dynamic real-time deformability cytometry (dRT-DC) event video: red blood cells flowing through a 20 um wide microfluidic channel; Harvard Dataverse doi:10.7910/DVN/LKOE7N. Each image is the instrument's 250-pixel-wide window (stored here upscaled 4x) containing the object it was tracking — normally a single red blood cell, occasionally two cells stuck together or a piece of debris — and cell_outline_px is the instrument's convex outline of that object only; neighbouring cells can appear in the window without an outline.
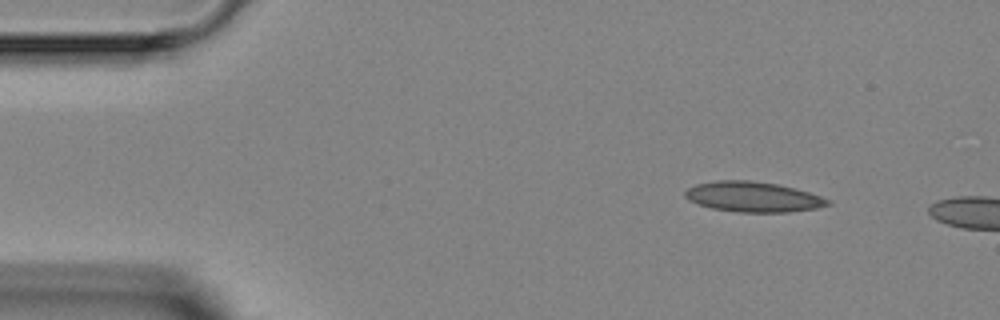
{"species": "Egyptian fruit bat (a non-hibernating species)", "species_latin": "Rousettus aegyptiacus", "temperature_condition": "room temperature", "stored_images_in_passage": 2, "camera_frame_rate_fps": 3000, "um_per_image_px": 0.085, "animal": {"sex": "female"}, "frame": {"image": 1, "passage_image": 1, "time_ms": 0.0, "image_size_px": [1000, 320], "cell_outline_px": [[832, 204], [816, 208], [788, 212], [736, 212], [712, 208], [688, 200], [684, 196], [684, 192], [688, 188], [696, 184], [716, 180], [752, 180], [776, 184], [808, 192], [832, 200]], "centroid_in_image_um": [64.0, 16.73], "position_along_channel_um": 21.0, "area_um2": 25.09}}